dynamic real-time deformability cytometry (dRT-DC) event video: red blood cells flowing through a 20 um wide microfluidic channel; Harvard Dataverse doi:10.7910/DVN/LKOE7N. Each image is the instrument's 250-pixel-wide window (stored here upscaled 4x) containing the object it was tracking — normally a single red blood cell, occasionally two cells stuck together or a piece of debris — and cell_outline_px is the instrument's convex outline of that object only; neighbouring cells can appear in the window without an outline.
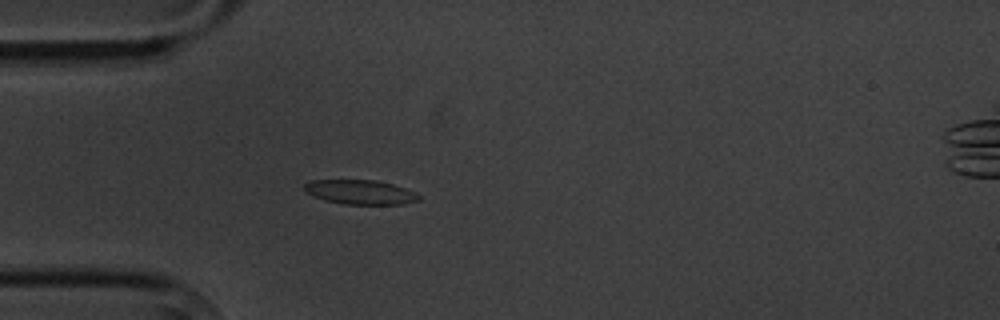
{"species": "common noctule bat (a hibernating species)", "species_latin": "Nyctalus noctula", "temperature_condition": "cold", "stored_images_in_passage": 4, "camera_frame_rate_fps": 3000, "um_per_image_px": 0.085, "animal": {"sex": "male", "body_mass_g": 20.1, "forearm_length_mm": 53.5}, "frame": {"image": 1, "passage_image": 4, "time_ms": 3.667, "image_size_px": [1000, 320], "cell_outline_px": [[420, 200], [404, 204], [344, 204], [324, 200], [304, 192], [304, 184], [308, 180], [376, 180], [392, 184], [416, 192], [420, 196]], "centroid_in_image_um": [30.6, 16.33], "position_along_channel_um": 54.4, "area_um2": 16.36}}